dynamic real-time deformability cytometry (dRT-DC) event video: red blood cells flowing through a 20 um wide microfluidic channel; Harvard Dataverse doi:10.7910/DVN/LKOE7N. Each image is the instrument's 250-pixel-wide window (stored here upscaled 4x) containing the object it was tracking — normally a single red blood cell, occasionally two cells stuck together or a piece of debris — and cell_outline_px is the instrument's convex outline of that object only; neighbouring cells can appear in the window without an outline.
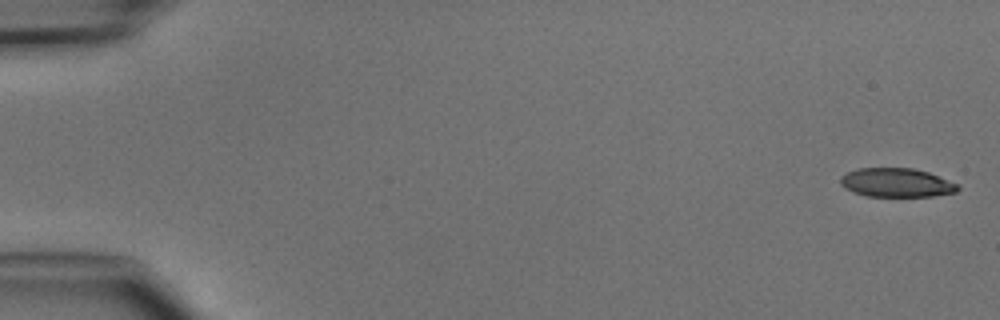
{"species": "common noctule bat (a hibernating species)", "species_latin": "Nyctalus noctula", "temperature_condition": "cold", "stored_images_in_passage": 5, "camera_frame_rate_fps": 3000, "um_per_image_px": 0.085, "animal": {"sex": "male", "body_mass_g": 15.6}, "frame": {"image": 1, "passage_image": 1, "time_ms": 0.0, "image_size_px": [1000, 320], "cell_outline_px": [[960, 188], [956, 192], [932, 196], [868, 196], [852, 192], [844, 188], [840, 184], [840, 176], [856, 168], [912, 168], [928, 172], [960, 184]], "centroid_in_image_um": [76.2, 15.52], "position_along_channel_um": 8.8, "area_um2": 19.88}}
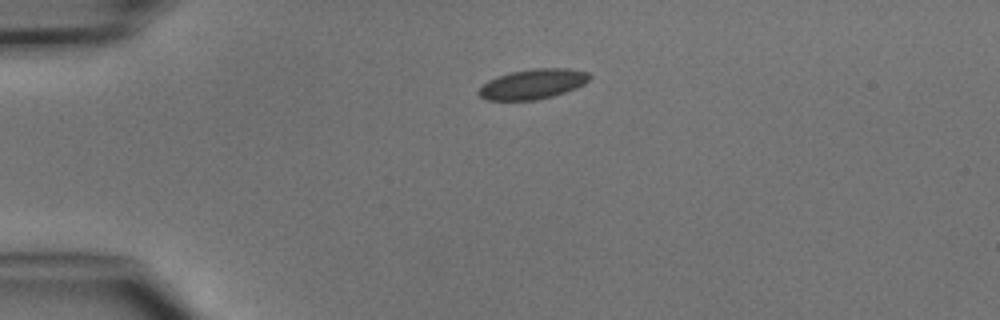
{"frame": {"image": 2, "passage_image": 5, "time_ms": 5.667, "image_size_px": [1000, 320], "cell_outline_px": [[592, 76], [584, 84], [576, 88], [552, 96], [536, 100], [484, 100], [476, 92], [488, 80], [496, 76], [512, 72], [532, 68], [568, 68], [588, 72]], "centroid_in_image_um": [45.28, 7.14], "position_along_channel_um": 39.7, "area_um2": 19.42}}